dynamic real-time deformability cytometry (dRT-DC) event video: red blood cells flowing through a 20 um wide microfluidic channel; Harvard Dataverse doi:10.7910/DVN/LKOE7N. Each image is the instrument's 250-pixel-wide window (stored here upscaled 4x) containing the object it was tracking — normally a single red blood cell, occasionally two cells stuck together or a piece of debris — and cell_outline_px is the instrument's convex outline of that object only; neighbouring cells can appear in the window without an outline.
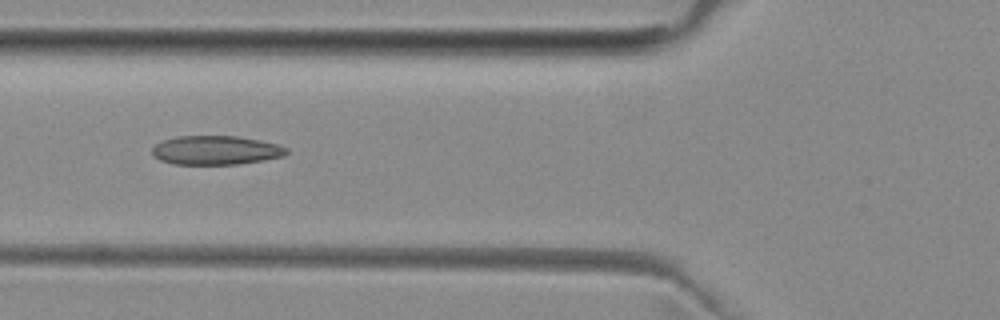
{"species": "common noctule bat (a hibernating species)", "species_latin": "Nyctalus noctula", "temperature_condition": "room temperature", "stored_images_in_passage": 5, "camera_frame_rate_fps": 3000, "um_per_image_px": 0.085, "animal": {"sex": "female", "body_mass_g": 29.2, "forearm_length_mm": 56.3}, "frame": {"image": 1, "passage_image": 5, "time_ms": 4.667, "image_size_px": [1000, 320], "cell_outline_px": [[288, 152], [284, 156], [236, 164], [172, 164], [160, 160], [152, 156], [152, 148], [156, 144], [164, 140], [176, 136], [236, 136], [260, 140], [276, 144], [288, 148]], "centroid_in_image_um": [18.31, 12.76], "position_along_channel_um": 107.5, "area_um2": 22.6}}